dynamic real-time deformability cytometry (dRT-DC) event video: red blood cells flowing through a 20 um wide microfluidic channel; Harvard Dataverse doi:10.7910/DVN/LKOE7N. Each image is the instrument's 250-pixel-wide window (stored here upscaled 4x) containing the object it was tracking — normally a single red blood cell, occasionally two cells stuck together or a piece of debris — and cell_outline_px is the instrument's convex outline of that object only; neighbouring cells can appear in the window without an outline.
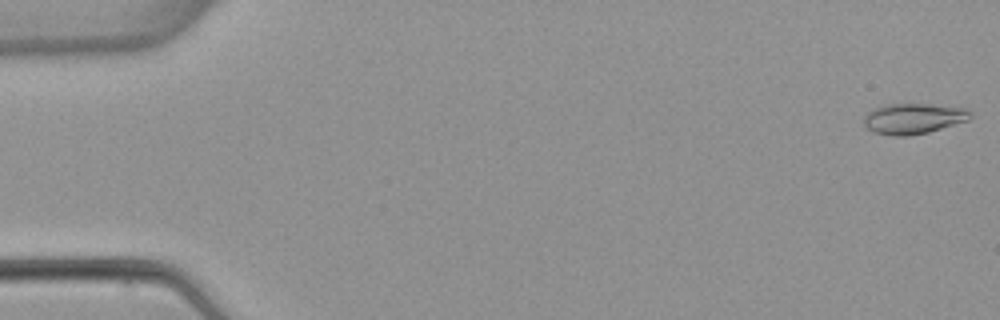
{"species": "common noctule bat (a hibernating species)", "species_latin": "Nyctalus noctula", "temperature_condition": "warm", "stored_images_in_passage": 6, "camera_frame_rate_fps": 3000, "um_per_image_px": 0.085, "animal": {"sex": "female", "body_mass_g": 22.7, "forearm_length_mm": 54.2}, "frame": {"image": 1, "passage_image": 1, "time_ms": 0.0, "image_size_px": [1000, 320], "cell_outline_px": [[972, 116], [968, 120], [928, 132], [908, 136], [892, 136], [872, 132], [864, 124], [864, 116], [872, 108], [888, 104], [928, 104], [964, 108], [972, 112]], "centroid_in_image_um": [77.61, 10.08], "position_along_channel_um": 7.4, "area_um2": 18.96}}
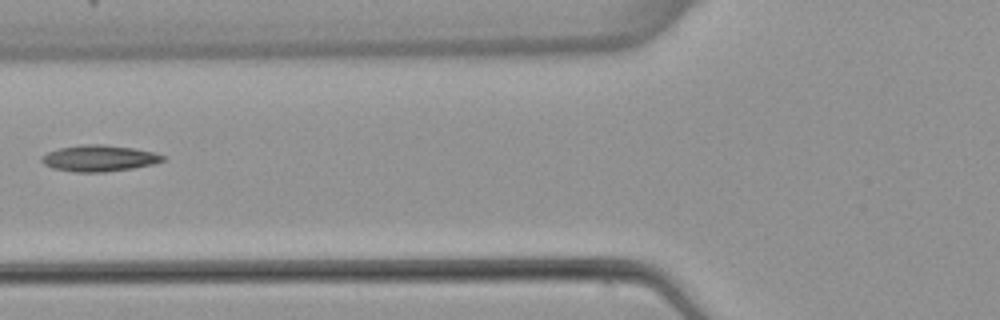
{"frame": {"image": 2, "passage_image": 6, "time_ms": 6.667, "image_size_px": [1000, 320], "cell_outline_px": [[164, 160], [152, 164], [132, 168], [104, 172], [76, 172], [52, 168], [44, 164], [40, 160], [40, 156], [48, 152], [60, 148], [80, 144], [104, 144], [136, 148], [156, 152], [164, 156]], "centroid_in_image_um": [8.41, 13.44], "position_along_channel_um": 117.4, "area_um2": 18.67}}